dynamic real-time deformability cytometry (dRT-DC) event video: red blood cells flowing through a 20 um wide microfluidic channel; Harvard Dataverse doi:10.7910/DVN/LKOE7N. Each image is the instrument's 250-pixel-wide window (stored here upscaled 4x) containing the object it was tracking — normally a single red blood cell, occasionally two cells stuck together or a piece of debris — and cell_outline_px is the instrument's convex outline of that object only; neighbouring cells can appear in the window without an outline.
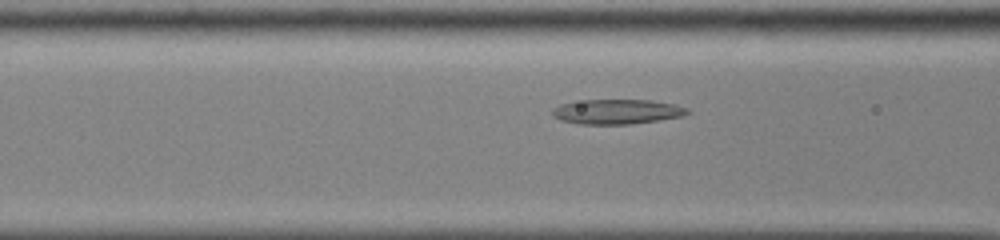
{"species": "common noctule bat (a hibernating species)", "species_latin": "Nyctalus noctula", "temperature_condition": "cold", "stored_images_in_passage": 48, "camera_frame_rate_fps": 3000, "um_per_image_px": 0.085, "animal": {"sex": "male", "body_mass_g": 13.0, "forearm_length_mm": 53.1}, "frame": {"image": 1, "passage_image": 17, "time_ms": 5.333, "image_size_px": [1000, 240], "cell_outline_px": [[692, 112], [680, 116], [632, 124], [580, 124], [560, 120], [552, 116], [552, 108], [560, 104], [584, 100], [648, 100], [676, 104], [688, 108]], "centroid_in_image_um": [52.42, 9.49], "position_along_channel_um": 114.2, "area_um2": 19.48}}
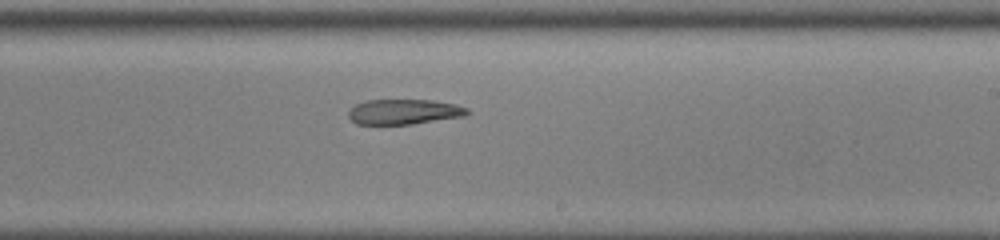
{"frame": {"image": 2, "passage_image": 28, "time_ms": 9.0, "image_size_px": [1000, 240], "cell_outline_px": [[472, 112], [464, 116], [412, 124], [356, 124], [348, 116], [348, 112], [356, 104], [368, 100], [432, 100], [456, 104], [468, 108]], "centroid_in_image_um": [34.38, 9.5], "position_along_channel_um": 254.6, "area_um2": 17.4}}
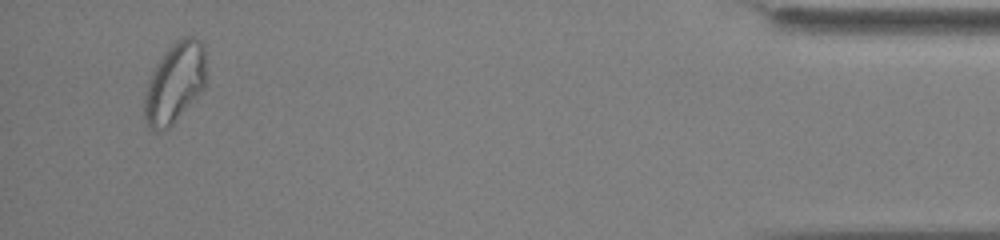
{"frame": {"image": 3, "passage_image": 46, "time_ms": 15.0, "image_size_px": [1000, 240], "cell_outline_px": [[204, 88], [172, 124], [168, 128], [152, 128], [148, 124], [144, 116], [144, 96], [148, 80], [156, 64], [168, 48], [176, 40], [184, 36], [192, 36], [200, 40], [204, 44]], "centroid_in_image_um": [14.85, 6.99], "position_along_channel_um": 420.4, "area_um2": 28.26}}